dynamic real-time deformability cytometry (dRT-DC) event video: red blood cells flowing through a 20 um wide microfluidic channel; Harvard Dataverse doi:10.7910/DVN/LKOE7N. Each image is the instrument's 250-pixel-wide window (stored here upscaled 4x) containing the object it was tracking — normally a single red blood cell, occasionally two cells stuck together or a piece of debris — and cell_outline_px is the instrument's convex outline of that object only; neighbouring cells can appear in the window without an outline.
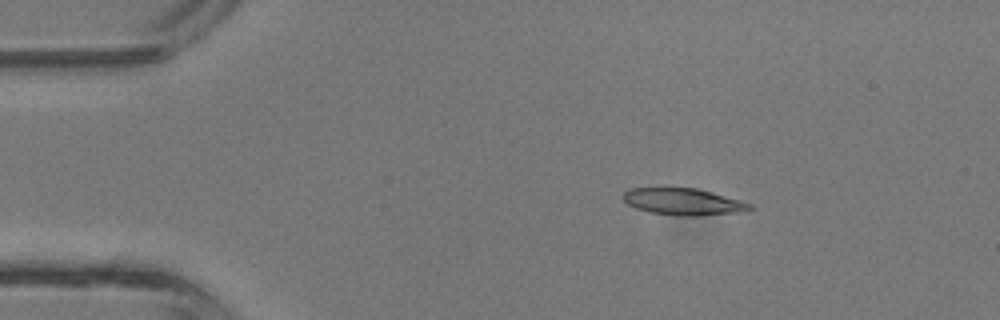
{"species": "common noctule bat (a hibernating species)", "species_latin": "Nyctalus noctula", "temperature_condition": "room temperature", "stored_images_in_passage": 4, "camera_frame_rate_fps": 3000, "um_per_image_px": 0.085, "animal": {"sex": "male", "body_mass_g": 13.3}, "frame": {"image": 1, "passage_image": 2, "time_ms": 1.333, "image_size_px": [1000, 320], "cell_outline_px": [[756, 208], [748, 212], [700, 216], [676, 216], [648, 212], [636, 208], [628, 204], [620, 196], [628, 188], [664, 184], [696, 188], [712, 192], [740, 200], [752, 204]], "centroid_in_image_um": [58.04, 17.1], "position_along_channel_um": 27.0, "area_um2": 21.21}}
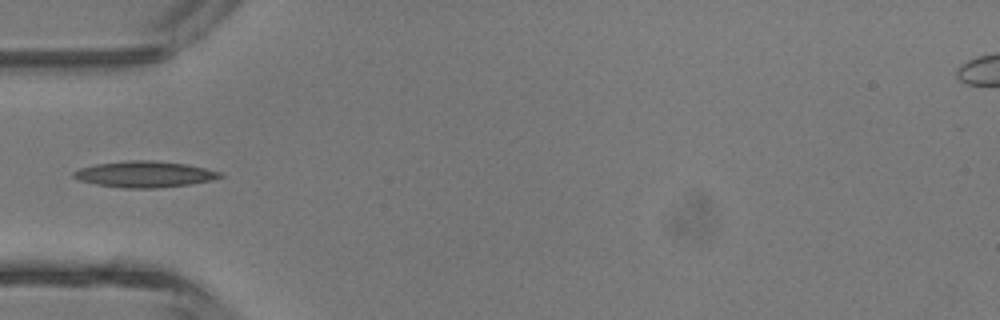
{"frame": {"image": 2, "passage_image": 4, "time_ms": 3.667, "image_size_px": [1000, 320], "cell_outline_px": [[224, 176], [212, 180], [192, 184], [156, 188], [124, 188], [96, 184], [80, 180], [72, 176], [72, 172], [80, 168], [96, 164], [128, 160], [152, 160], [184, 164], [224, 172]], "centroid_in_image_um": [12.31, 14.81], "position_along_channel_um": 72.7, "area_um2": 22.31}}